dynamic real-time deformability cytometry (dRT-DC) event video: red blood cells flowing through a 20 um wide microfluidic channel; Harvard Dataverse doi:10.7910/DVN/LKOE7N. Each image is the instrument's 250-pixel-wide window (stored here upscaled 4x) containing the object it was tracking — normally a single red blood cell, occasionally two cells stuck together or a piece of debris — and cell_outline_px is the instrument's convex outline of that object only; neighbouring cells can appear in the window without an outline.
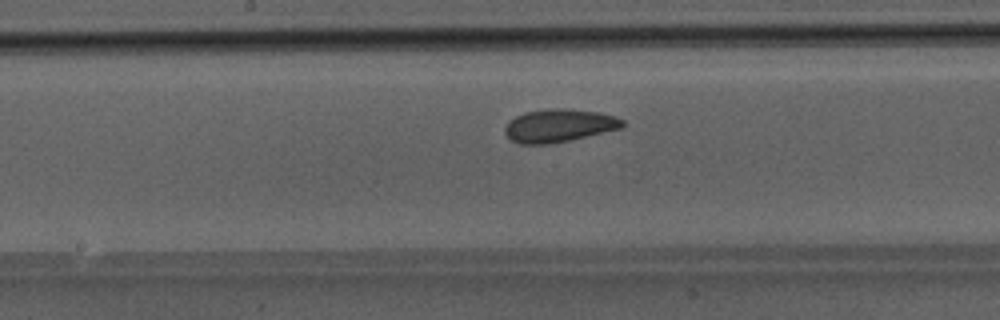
{"species": "Egyptian fruit bat (a non-hibernating species)", "species_latin": "Rousettus aegyptiacus", "temperature_condition": "room temperature", "stored_images_in_passage": 33, "camera_frame_rate_fps": 3000, "um_per_image_px": 0.085, "animal": {"sex": "male"}, "frame": {"image": 1, "passage_image": 12, "time_ms": 3.667, "image_size_px": [1000, 320], "cell_outline_px": [[624, 124], [620, 128], [568, 140], [548, 144], [520, 144], [508, 140], [504, 132], [504, 128], [508, 120], [524, 112], [560, 108], [600, 112], [624, 120]], "centroid_in_image_um": [47.43, 10.68], "position_along_channel_um": 200.8, "area_um2": 22.37}}
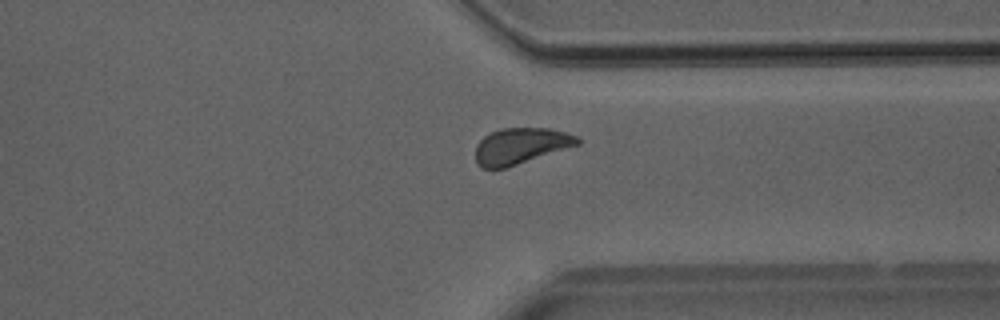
{"frame": {"image": 2, "passage_image": 24, "time_ms": 7.667, "image_size_px": [1000, 320], "cell_outline_px": [[580, 144], [504, 168], [480, 168], [476, 164], [476, 144], [484, 136], [500, 128], [548, 128], [564, 132], [576, 136], [580, 140]], "centroid_in_image_um": [44.22, 12.4], "position_along_channel_um": 367.2, "area_um2": 21.21}}
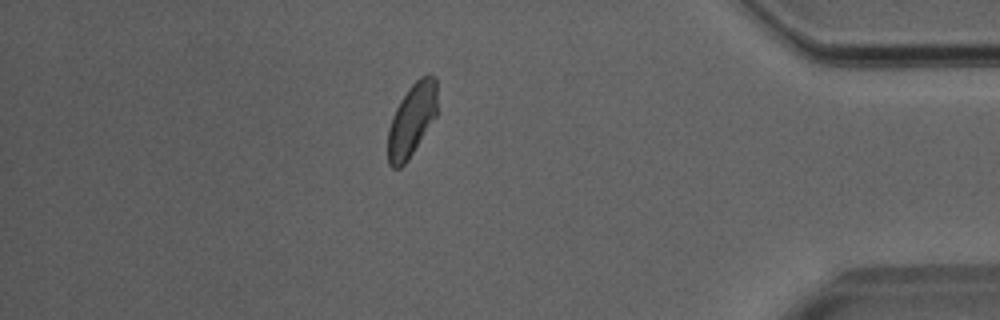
{"frame": {"image": 3, "passage_image": 29, "time_ms": 9.333, "image_size_px": [1000, 320], "cell_outline_px": [[436, 116], [408, 160], [400, 168], [392, 168], [388, 164], [388, 128], [392, 116], [400, 100], [408, 88], [420, 76], [428, 72], [436, 76]], "centroid_in_image_um": [34.99, 10.17], "position_along_channel_um": 400.2, "area_um2": 21.04}}